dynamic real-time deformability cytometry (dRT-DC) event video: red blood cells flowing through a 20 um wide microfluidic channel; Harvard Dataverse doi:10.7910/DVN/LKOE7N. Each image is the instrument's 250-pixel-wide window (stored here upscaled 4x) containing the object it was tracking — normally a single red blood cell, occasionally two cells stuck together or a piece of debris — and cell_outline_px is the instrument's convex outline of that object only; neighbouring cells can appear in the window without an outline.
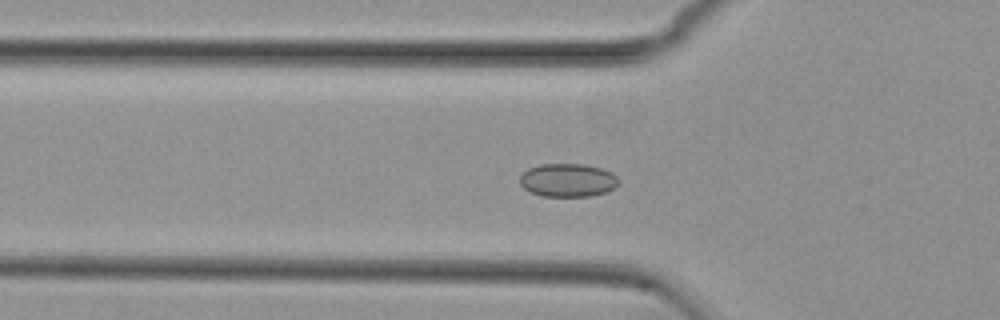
{"species": "common noctule bat (a hibernating species)", "species_latin": "Nyctalus noctula", "temperature_condition": "cold", "stored_images_in_passage": 37, "camera_frame_rate_fps": 3000, "um_per_image_px": 0.085, "animal": {"sex": "female", "body_mass_g": 29.2, "forearm_length_mm": 56.3}, "frame": {"image": 1, "passage_image": 12, "time_ms": 3.667, "image_size_px": [1000, 320], "cell_outline_px": [[620, 184], [616, 188], [608, 192], [588, 196], [540, 196], [528, 192], [520, 184], [520, 176], [528, 168], [540, 164], [584, 164], [600, 168], [612, 172], [620, 180]], "centroid_in_image_um": [48.28, 15.32], "position_along_channel_um": 77.5, "area_um2": 19.48}}
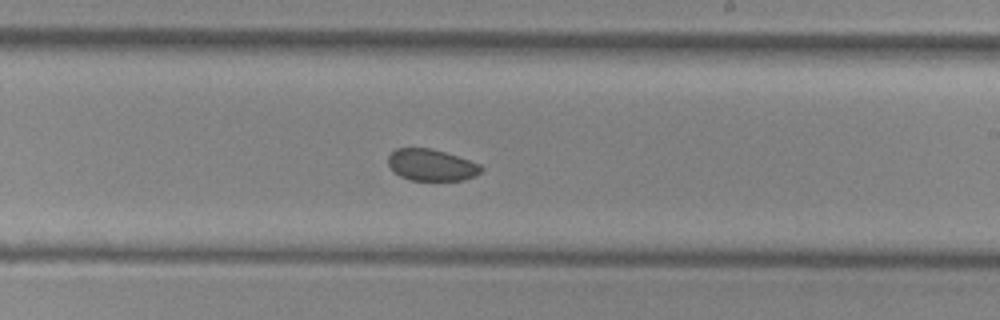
{"frame": {"image": 2, "passage_image": 26, "time_ms": 8.333, "image_size_px": [1000, 320], "cell_outline_px": [[484, 172], [476, 176], [464, 180], [408, 180], [400, 176], [388, 164], [388, 156], [396, 148], [432, 148], [480, 164], [484, 168]], "centroid_in_image_um": [36.71, 14.03], "position_along_channel_um": 252.3, "area_um2": 17.17}}
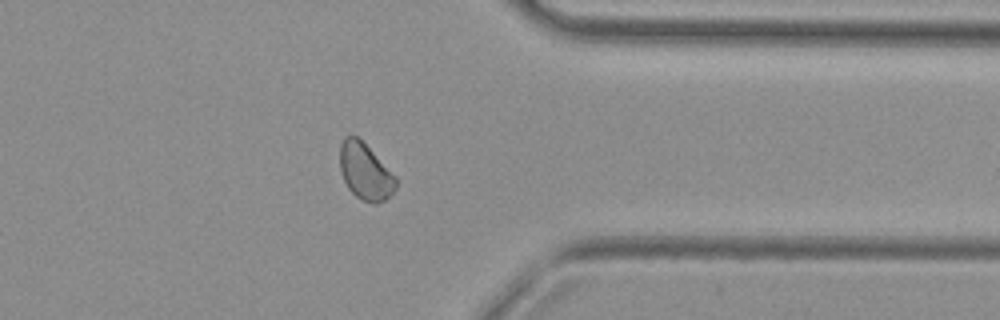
{"frame": {"image": 3, "passage_image": 37, "time_ms": 12.0, "image_size_px": [1000, 320], "cell_outline_px": [[396, 188], [384, 200], [376, 204], [360, 200], [348, 188], [344, 180], [340, 168], [340, 144], [344, 136], [356, 136], [396, 176]], "centroid_in_image_um": [31.03, 14.6], "position_along_channel_um": 380.4, "area_um2": 18.09}, "authors_computed_cell_mechanics": {"area_um2": 18.6116, "velocity_mm_per_s": 3.7398, "shape_relaxation_time_tau1_ms": null, "shape_relaxation_time_tau2_ms": 8.1272, "deformation_change_tau1": null, "deformation_change_tau2": 0.0672}}